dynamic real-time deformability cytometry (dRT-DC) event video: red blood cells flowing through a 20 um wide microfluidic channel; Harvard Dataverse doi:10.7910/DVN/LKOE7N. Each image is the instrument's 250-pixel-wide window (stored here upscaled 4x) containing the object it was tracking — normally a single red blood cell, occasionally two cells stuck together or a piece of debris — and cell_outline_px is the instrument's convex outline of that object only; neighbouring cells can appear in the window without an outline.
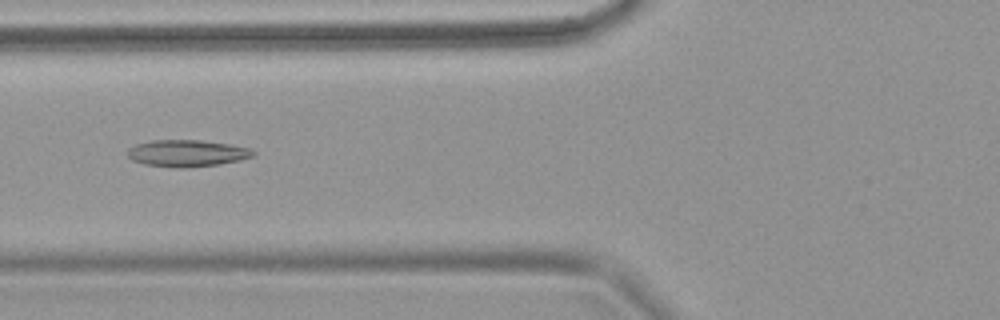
{"species": "common noctule bat (a hibernating species)", "species_latin": "Nyctalus noctula", "temperature_condition": "warm", "stored_images_in_passage": 65, "camera_frame_rate_fps": 3000, "um_per_image_px": 0.085, "animal": {"sex": "female", "body_mass_g": 18.4}, "frame": {"image": 1, "passage_image": 27, "time_ms": 8.667, "image_size_px": [1000, 320], "cell_outline_px": [[256, 152], [252, 156], [240, 160], [220, 164], [188, 168], [176, 168], [144, 164], [132, 160], [128, 156], [128, 148], [136, 144], [152, 140], [200, 140], [228, 144], [252, 148]], "centroid_in_image_um": [15.9, 13.03], "position_along_channel_um": 109.9, "area_um2": 19.71}}
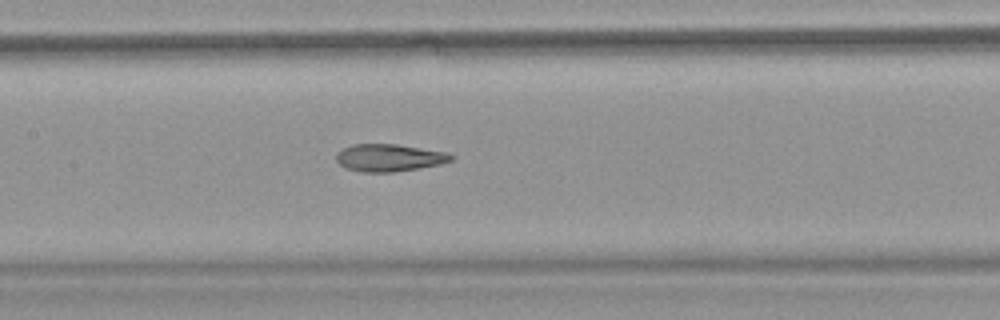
{"frame": {"image": 2, "passage_image": 33, "time_ms": 10.667, "image_size_px": [1000, 320], "cell_outline_px": [[456, 156], [452, 160], [440, 164], [420, 168], [392, 172], [360, 172], [344, 168], [336, 160], [336, 152], [352, 144], [396, 144], [448, 152]], "centroid_in_image_um": [33.08, 13.41], "position_along_channel_um": 174.3, "area_um2": 18.5}}
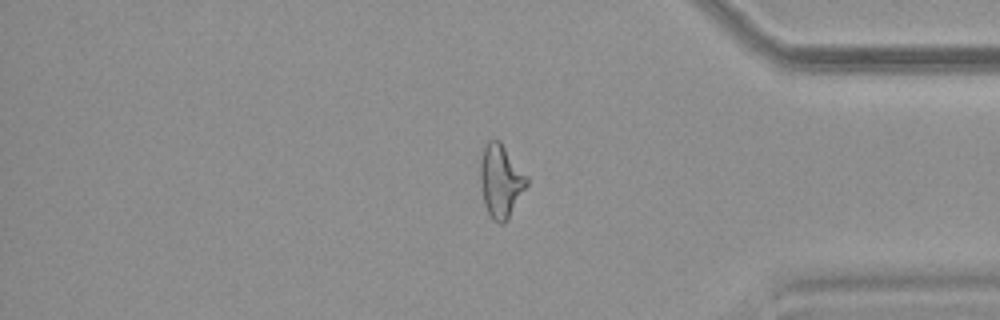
{"frame": {"image": 3, "passage_image": 55, "time_ms": 18.0, "image_size_px": [1000, 320], "cell_outline_px": [[528, 184], [508, 220], [504, 224], [500, 224], [492, 220], [484, 204], [480, 184], [480, 160], [484, 144], [488, 140], [500, 140], [528, 176]], "centroid_in_image_um": [42.56, 15.38], "position_along_channel_um": 392.6, "area_um2": 20.17}}